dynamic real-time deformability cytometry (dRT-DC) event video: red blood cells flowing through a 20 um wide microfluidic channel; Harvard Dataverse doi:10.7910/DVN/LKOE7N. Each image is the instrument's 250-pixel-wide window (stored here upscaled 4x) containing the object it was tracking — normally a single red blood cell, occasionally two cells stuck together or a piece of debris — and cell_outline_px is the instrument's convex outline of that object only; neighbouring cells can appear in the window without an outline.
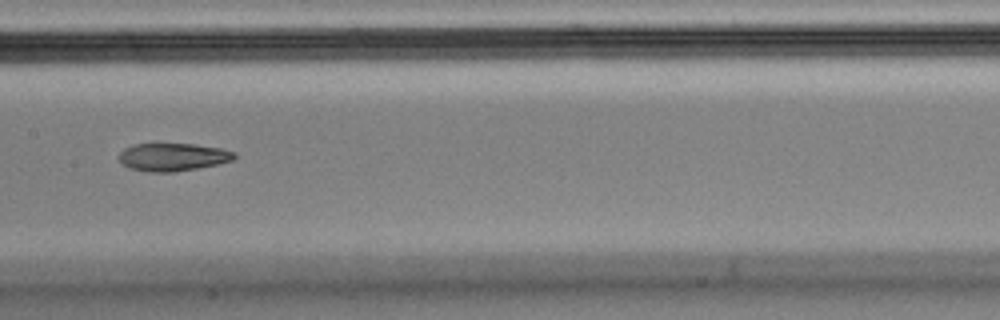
{"species": "Egyptian fruit bat (a non-hibernating species)", "species_latin": "Rousettus aegyptiacus", "temperature_condition": "cold", "stored_images_in_passage": 9, "camera_frame_rate_fps": 3000, "um_per_image_px": 0.085, "animal": {"sex": "male"}, "frame": {"image": 1, "passage_image": 8, "time_ms": 2.333, "image_size_px": [1000, 320], "cell_outline_px": [[236, 156], [232, 160], [220, 164], [176, 172], [148, 172], [128, 168], [120, 160], [120, 152], [124, 148], [132, 144], [192, 144], [220, 148], [236, 152]], "centroid_in_image_um": [14.7, 13.35], "position_along_channel_um": 192.7, "area_um2": 18.79}}
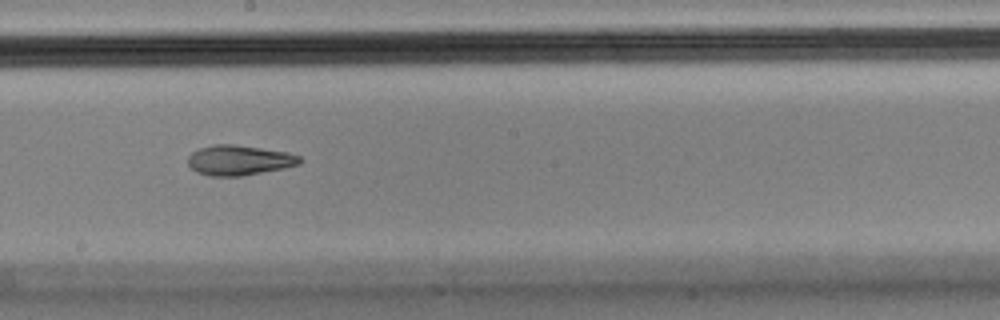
{"frame": {"image": 2, "passage_image": 9, "time_ms": 2.667, "image_size_px": [1000, 320], "cell_outline_px": [[304, 160], [300, 164], [284, 168], [240, 176], [212, 176], [196, 172], [188, 164], [188, 156], [192, 152], [200, 148], [212, 144], [236, 144], [288, 152], [300, 156]], "centroid_in_image_um": [20.34, 13.61], "position_along_channel_um": 227.9, "area_um2": 19.71}}